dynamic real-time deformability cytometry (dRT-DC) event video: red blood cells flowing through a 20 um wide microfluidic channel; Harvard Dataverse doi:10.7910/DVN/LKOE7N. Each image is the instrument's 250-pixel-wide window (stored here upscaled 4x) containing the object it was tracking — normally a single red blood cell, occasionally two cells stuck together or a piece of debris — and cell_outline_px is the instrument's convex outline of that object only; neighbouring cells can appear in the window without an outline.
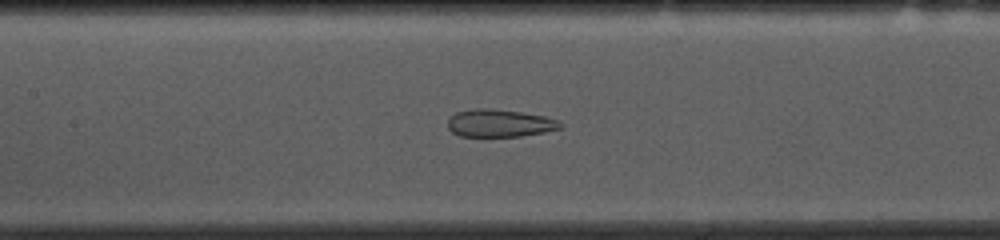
{"species": "common noctule bat (a hibernating species)", "species_latin": "Nyctalus noctula", "temperature_condition": "cold", "stored_images_in_passage": 52, "camera_frame_rate_fps": 3000, "um_per_image_px": 0.085, "animal": {"sex": "female", "body_mass_g": 10.0, "forearm_length_mm": 53.1}, "frame": {"image": 1, "passage_image": 22, "time_ms": 7.0, "image_size_px": [1000, 240], "cell_outline_px": [[564, 128], [544, 132], [520, 136], [460, 136], [452, 132], [448, 128], [448, 120], [456, 112], [476, 108], [484, 108], [520, 112], [544, 116], [560, 120], [564, 124]], "centroid_in_image_um": [42.51, 10.47], "position_along_channel_um": 164.9, "area_um2": 18.09}}
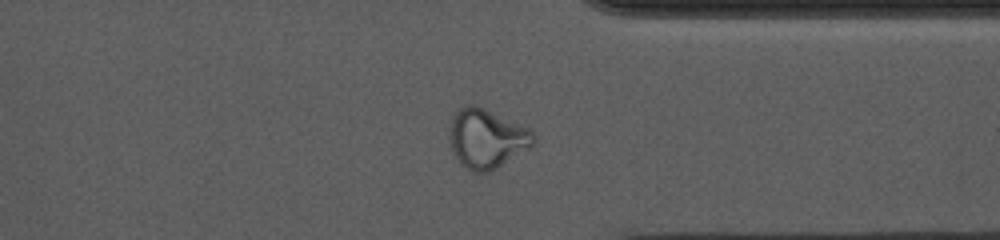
{"frame": {"image": 2, "passage_image": 39, "time_ms": 12.667, "image_size_px": [1000, 240], "cell_outline_px": [[536, 140], [528, 148], [496, 168], [488, 172], [472, 172], [460, 164], [452, 152], [448, 136], [448, 128], [452, 116], [456, 108], [468, 104], [476, 104], [528, 128], [536, 136]], "centroid_in_image_um": [41.29, 11.75], "position_along_channel_um": 370.1, "area_um2": 29.25}}
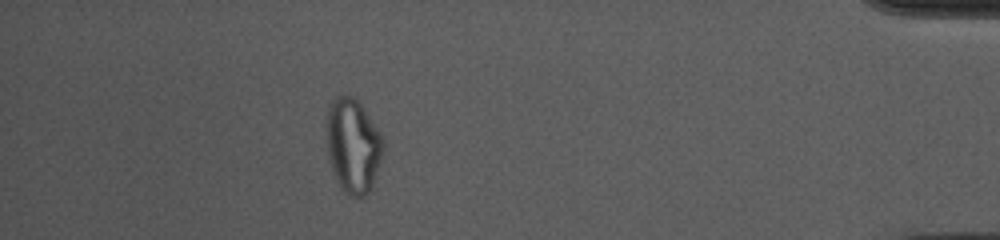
{"frame": {"image": 3, "passage_image": 46, "time_ms": 15.0, "image_size_px": [1000, 240], "cell_outline_px": [[384, 144], [380, 160], [372, 184], [368, 192], [360, 200], [344, 192], [340, 188], [332, 172], [328, 156], [324, 128], [328, 108], [332, 100], [336, 96], [344, 92], [352, 96], [364, 108], [384, 140]], "centroid_in_image_um": [29.95, 12.36], "position_along_channel_um": 405.3, "area_um2": 31.62}, "authors_computed_cell_mechanics": {"area_um2": 25.432, "velocity_mm_per_s": 3.6936, "shape_relaxation_time_tau1_ms": null, "shape_relaxation_time_tau2_ms": 1.1383, "deformation_change_tau1": null, "deformation_change_tau2": 0.0901}}